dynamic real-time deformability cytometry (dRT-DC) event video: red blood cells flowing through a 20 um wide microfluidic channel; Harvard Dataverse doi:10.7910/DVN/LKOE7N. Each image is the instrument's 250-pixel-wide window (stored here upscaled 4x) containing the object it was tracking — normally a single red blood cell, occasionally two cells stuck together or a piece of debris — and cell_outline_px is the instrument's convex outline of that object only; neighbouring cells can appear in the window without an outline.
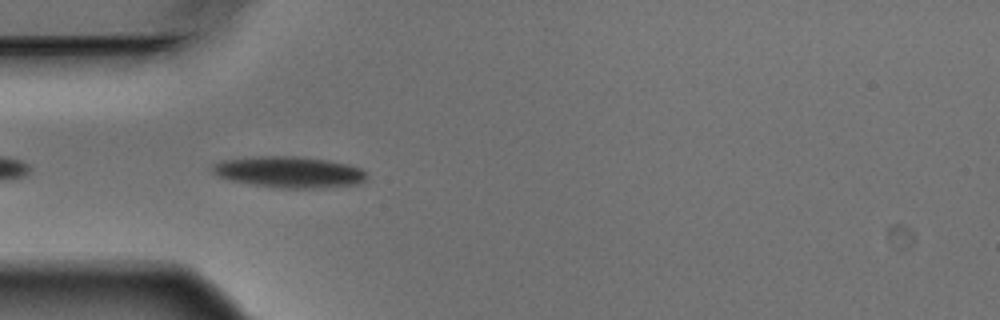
{"species": "Egyptian fruit bat (a non-hibernating species)", "species_latin": "Rousettus aegyptiacus", "temperature_condition": "warm", "stored_images_in_passage": 6, "camera_frame_rate_fps": 3000, "um_per_image_px": 0.085, "animal": {"sex": "male"}, "frame": {"image": 1, "passage_image": 5, "time_ms": 1.333, "image_size_px": [1000, 320], "cell_outline_px": [[368, 180], [360, 184], [324, 188], [284, 188], [252, 184], [228, 180], [212, 172], [208, 168], [212, 164], [220, 160], [256, 156], [300, 156], [328, 160], [348, 164], [360, 168], [368, 176]], "centroid_in_image_um": [24.58, 14.62], "position_along_channel_um": 60.4, "area_um2": 28.5}}
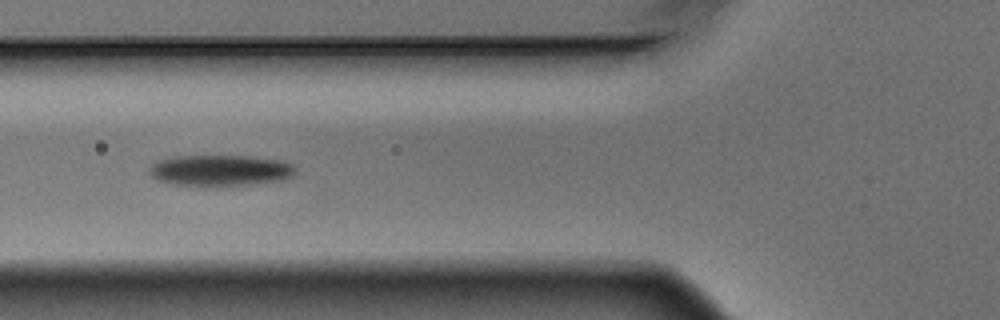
{"frame": {"image": 2, "passage_image": 6, "time_ms": 1.667, "image_size_px": [1000, 320], "cell_outline_px": [[296, 168], [292, 176], [284, 180], [256, 184], [216, 188], [204, 188], [172, 184], [160, 180], [152, 176], [148, 168], [152, 164], [160, 160], [176, 156], [248, 156], [280, 160], [292, 164]], "centroid_in_image_um": [18.73, 14.53], "position_along_channel_um": 107.1, "area_um2": 27.22}}